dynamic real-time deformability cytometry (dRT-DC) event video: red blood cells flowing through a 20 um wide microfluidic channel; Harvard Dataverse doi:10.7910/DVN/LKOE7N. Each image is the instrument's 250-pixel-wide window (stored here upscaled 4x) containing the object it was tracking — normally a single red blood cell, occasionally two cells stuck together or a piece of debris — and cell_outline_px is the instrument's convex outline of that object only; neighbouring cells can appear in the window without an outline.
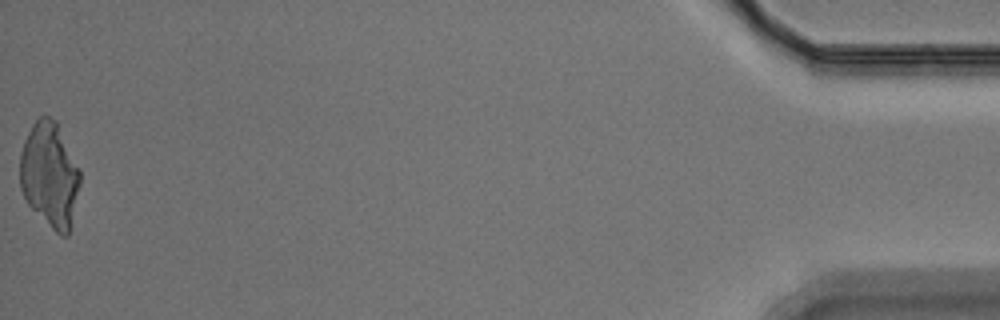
{"species": "Egyptian fruit bat (a non-hibernating species)", "species_latin": "Rousettus aegyptiacus", "temperature_condition": "warm", "stored_images_in_passage": 45, "camera_frame_rate_fps": 3000, "um_per_image_px": 0.085, "animal": {"sex": "male"}, "frame": {"image": 1, "passage_image": 45, "time_ms": 14.667, "image_size_px": [1000, 320], "cell_outline_px": [[80, 184], [68, 236], [60, 236], [28, 204], [20, 188], [20, 152], [24, 140], [32, 124], [40, 116], [48, 116], [56, 120], [80, 168]], "centroid_in_image_um": [4.22, 14.83], "position_along_channel_um": 431.0, "area_um2": 36.76}}